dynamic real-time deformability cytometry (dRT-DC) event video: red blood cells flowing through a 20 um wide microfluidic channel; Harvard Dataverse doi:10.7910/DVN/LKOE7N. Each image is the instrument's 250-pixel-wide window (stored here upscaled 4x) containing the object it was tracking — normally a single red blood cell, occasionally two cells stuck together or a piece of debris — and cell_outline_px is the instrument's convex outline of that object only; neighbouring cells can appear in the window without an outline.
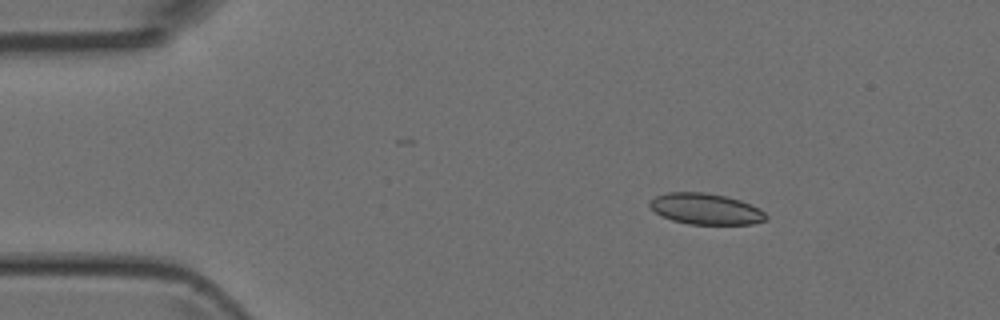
{"species": "Egyptian fruit bat (a non-hibernating species)", "species_latin": "Rousettus aegyptiacus", "temperature_condition": "room temperature", "stored_images_in_passage": 3, "camera_frame_rate_fps": 3000, "um_per_image_px": 0.085, "animal": {"sex": "female"}, "frame": {"image": 1, "passage_image": 1, "time_ms": 0.0, "image_size_px": [1000, 320], "cell_outline_px": [[768, 220], [752, 224], [688, 224], [672, 220], [656, 212], [648, 204], [656, 196], [668, 192], [704, 192], [724, 196], [740, 200], [760, 208], [768, 216]], "centroid_in_image_um": [60.03, 17.76], "position_along_channel_um": 25.0, "area_um2": 20.92}}
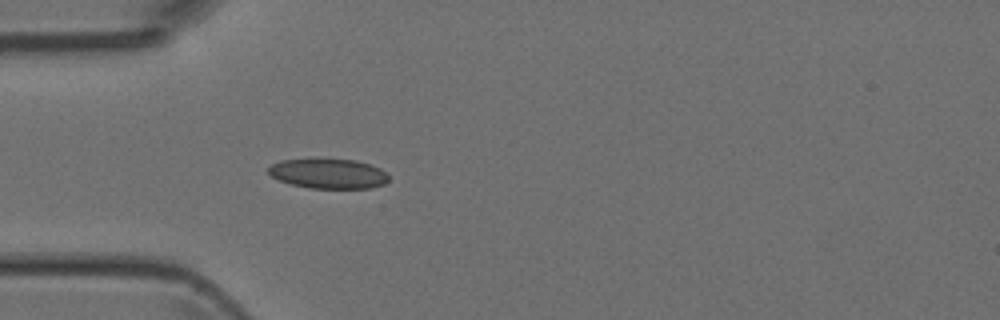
{"frame": {"image": 2, "passage_image": 3, "time_ms": 2.333, "image_size_px": [1000, 320], "cell_outline_px": [[388, 180], [384, 184], [372, 188], [308, 188], [292, 184], [280, 180], [272, 176], [268, 172], [268, 168], [272, 164], [280, 160], [356, 160], [380, 168], [388, 172]], "centroid_in_image_um": [27.95, 14.77], "position_along_channel_um": 57.0, "area_um2": 20.63}}